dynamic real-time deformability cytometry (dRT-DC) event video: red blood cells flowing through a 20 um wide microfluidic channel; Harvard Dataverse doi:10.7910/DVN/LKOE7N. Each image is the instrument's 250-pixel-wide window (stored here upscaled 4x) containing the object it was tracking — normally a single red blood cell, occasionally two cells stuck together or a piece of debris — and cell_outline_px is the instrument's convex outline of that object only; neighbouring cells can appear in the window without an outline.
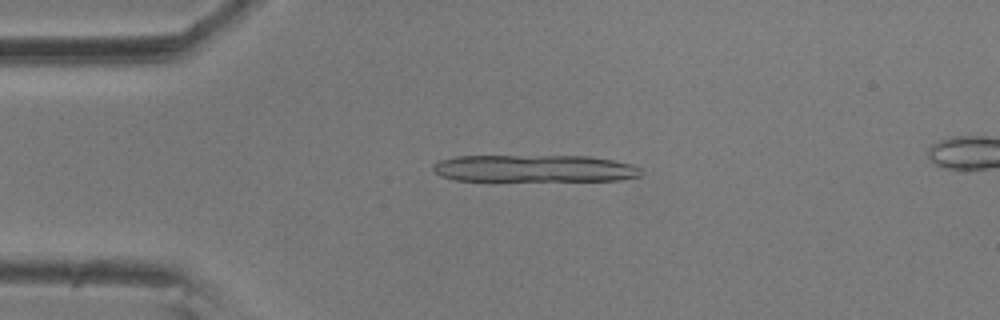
{"species": "common noctule bat (a hibernating species)", "species_latin": "Nyctalus noctula", "temperature_condition": "room temperature", "stored_images_in_passage": 45, "segment_of_instrument_passage": [1, 2], "camera_frame_rate_fps": 3000, "um_per_image_px": 0.085, "animal": {"sex": "male", "body_mass_g": 20.5, "forearm_length_mm": 52.5}, "frame": {"image": 1, "passage_image": 1, "time_ms": 0.0, "image_size_px": [1000, 320], "cell_outline_px": [[640, 176], [620, 180], [456, 180], [440, 176], [432, 168], [432, 164], [440, 160], [456, 156], [588, 156], [612, 160], [632, 164], [640, 168]], "centroid_in_image_um": [45.4, 14.31], "position_along_channel_um": 39.6, "area_um2": 32.71}}